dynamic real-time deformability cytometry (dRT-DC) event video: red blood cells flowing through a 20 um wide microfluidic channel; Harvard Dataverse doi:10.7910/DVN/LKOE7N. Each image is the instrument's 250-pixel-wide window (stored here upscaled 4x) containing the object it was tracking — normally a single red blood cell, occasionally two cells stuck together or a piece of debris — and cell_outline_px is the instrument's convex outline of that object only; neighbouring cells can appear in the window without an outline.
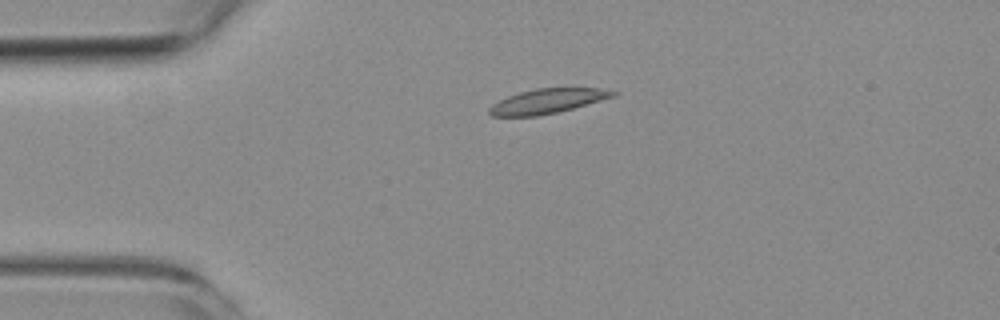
{"species": "common noctule bat (a hibernating species)", "species_latin": "Nyctalus noctula", "temperature_condition": "room temperature", "stored_images_in_passage": 5, "camera_frame_rate_fps": 3000, "um_per_image_px": 0.085, "animal": {"sex": "female", "body_mass_g": 19.3, "forearm_length_mm": 54.1}, "frame": {"image": 1, "passage_image": 3, "time_ms": 3.667, "image_size_px": [1000, 320], "cell_outline_px": [[620, 92], [616, 96], [572, 108], [556, 112], [536, 116], [492, 116], [488, 112], [488, 108], [492, 104], [508, 96], [520, 92], [536, 88], [600, 88]], "centroid_in_image_um": [46.54, 8.59], "position_along_channel_um": 38.5, "area_um2": 17.63}}
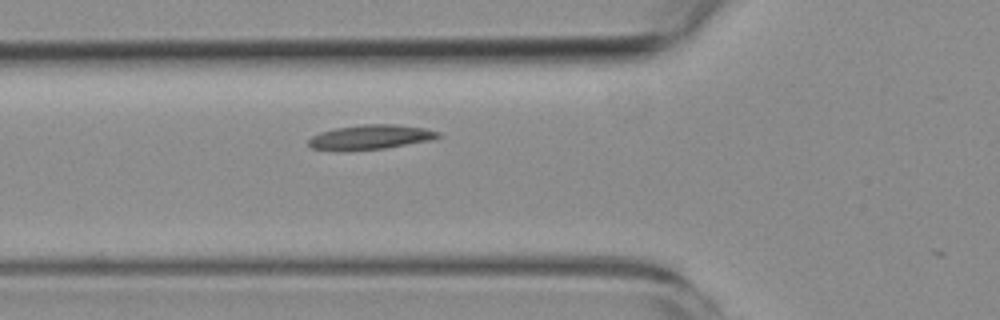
{"frame": {"image": 2, "passage_image": 5, "time_ms": 6.0, "image_size_px": [1000, 320], "cell_outline_px": [[444, 136], [432, 140], [384, 148], [340, 152], [312, 148], [308, 144], [308, 140], [312, 136], [320, 132], [336, 128], [364, 124], [396, 124], [424, 128], [440, 132]], "centroid_in_image_um": [31.49, 11.66], "position_along_channel_um": 94.3, "area_um2": 18.84}}